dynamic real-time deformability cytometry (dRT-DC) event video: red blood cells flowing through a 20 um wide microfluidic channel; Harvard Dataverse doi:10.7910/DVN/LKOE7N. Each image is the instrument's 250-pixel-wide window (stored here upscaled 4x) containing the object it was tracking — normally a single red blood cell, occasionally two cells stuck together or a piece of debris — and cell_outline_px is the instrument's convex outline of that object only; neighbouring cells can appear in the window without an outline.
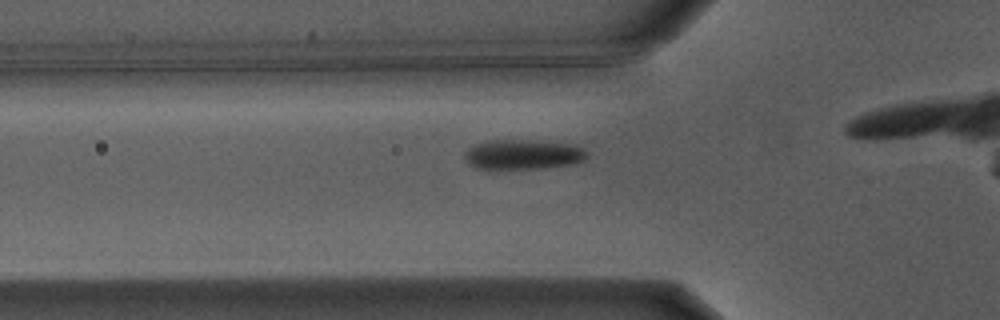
{"species": "Egyptian fruit bat (a non-hibernating species)", "species_latin": "Rousettus aegyptiacus", "temperature_condition": "warm", "stored_images_in_passage": 12, "camera_frame_rate_fps": 3000, "um_per_image_px": 0.085, "animal": {"sex": "male"}, "frame": {"image": 1, "passage_image": 7, "time_ms": 2.0, "image_size_px": [1000, 320], "cell_outline_px": [[588, 156], [584, 160], [572, 164], [544, 168], [476, 168], [464, 156], [464, 152], [472, 144], [488, 140], [528, 140], [572, 144], [584, 148], [588, 152]], "centroid_in_image_um": [44.49, 13.11], "position_along_channel_um": 81.3, "area_um2": 21.21}}